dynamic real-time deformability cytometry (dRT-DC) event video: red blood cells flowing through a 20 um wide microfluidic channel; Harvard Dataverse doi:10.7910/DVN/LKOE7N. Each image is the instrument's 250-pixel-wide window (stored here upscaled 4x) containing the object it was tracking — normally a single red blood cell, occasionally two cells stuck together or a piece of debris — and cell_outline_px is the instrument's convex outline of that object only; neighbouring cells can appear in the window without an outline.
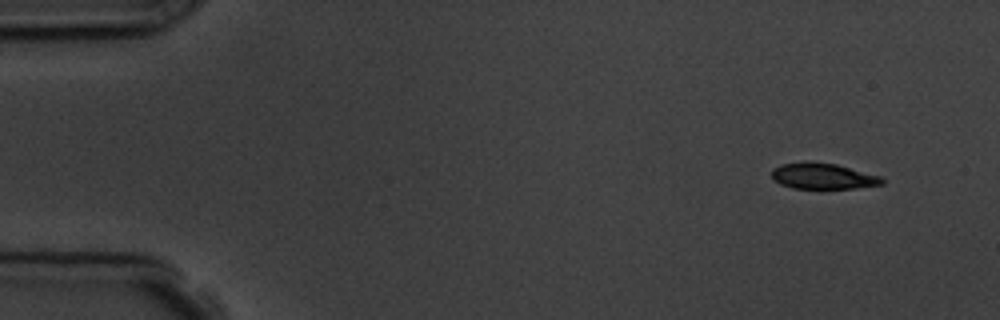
{"species": "common noctule bat (a hibernating species)", "species_latin": "Nyctalus noctula", "temperature_condition": "room temperature", "stored_images_in_passage": 4, "camera_frame_rate_fps": 3000, "um_per_image_px": 0.085, "animal": {"sex": "male", "body_mass_g": 19.5, "forearm_length_mm": 54.6}, "frame": {"image": 1, "passage_image": 1, "time_ms": 0.0, "image_size_px": [1000, 320], "cell_outline_px": [[884, 184], [856, 188], [792, 188], [780, 184], [772, 180], [772, 168], [780, 164], [804, 160], [836, 164], [880, 176], [884, 180]], "centroid_in_image_um": [69.89, 14.95], "position_along_channel_um": 15.1, "area_um2": 16.88}}
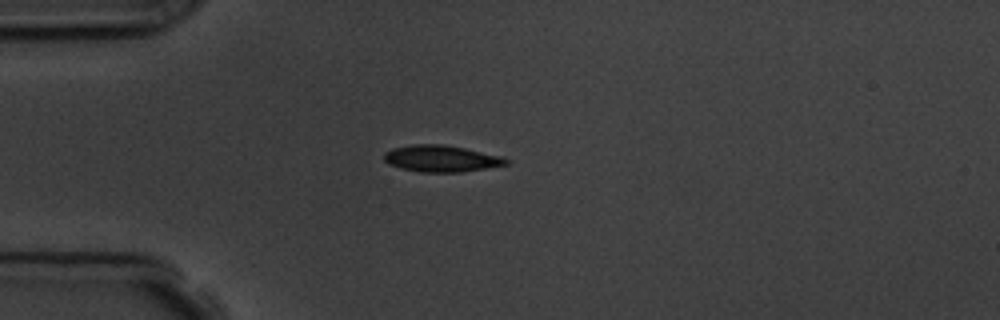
{"frame": {"image": 2, "passage_image": 4, "time_ms": 3.333, "image_size_px": [1000, 320], "cell_outline_px": [[508, 164], [460, 172], [420, 172], [400, 168], [388, 164], [384, 160], [384, 152], [392, 148], [412, 144], [444, 144], [504, 156], [508, 160]], "centroid_in_image_um": [37.48, 13.47], "position_along_channel_um": 47.5, "area_um2": 18.96}}